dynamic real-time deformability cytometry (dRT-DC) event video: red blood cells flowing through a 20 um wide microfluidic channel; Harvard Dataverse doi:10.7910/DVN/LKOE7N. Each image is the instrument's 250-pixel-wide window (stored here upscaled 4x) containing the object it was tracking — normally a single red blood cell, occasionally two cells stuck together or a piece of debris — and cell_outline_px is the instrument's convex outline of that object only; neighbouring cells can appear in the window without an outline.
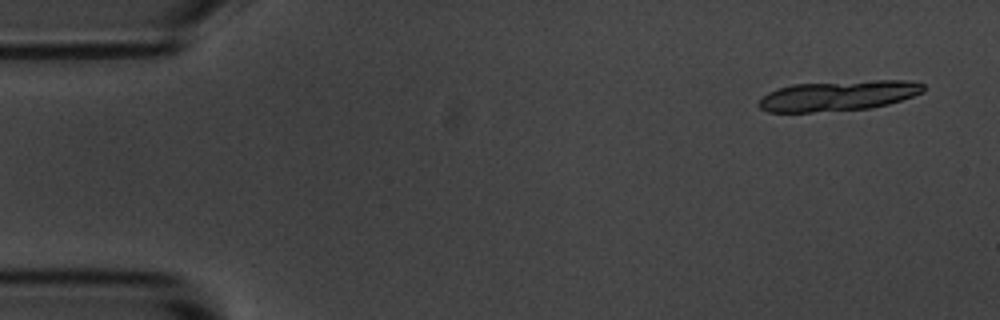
{"species": "common noctule bat (a hibernating species)", "species_latin": "Nyctalus noctula", "temperature_condition": "room temperature", "stored_images_in_passage": 7, "camera_frame_rate_fps": 3000, "um_per_image_px": 0.085, "animal": {"sex": "male", "body_mass_g": 20.1, "forearm_length_mm": 53.5}, "frame": {"image": 1, "passage_image": 1, "time_ms": 0.0, "image_size_px": [1000, 320], "cell_outline_px": [[924, 92], [888, 104], [872, 108], [812, 112], [768, 112], [760, 108], [756, 104], [768, 92], [792, 84], [876, 80], [908, 80], [924, 84]], "centroid_in_image_um": [71.25, 8.13], "position_along_channel_um": 13.7, "area_um2": 28.96}}
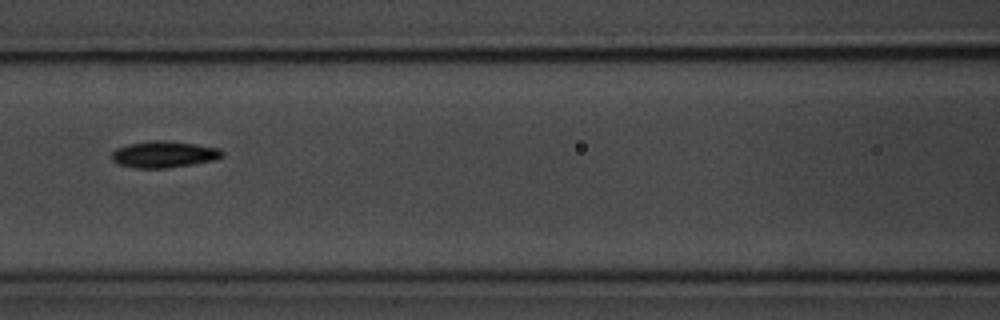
{"frame": {"image": 2, "passage_image": 7, "time_ms": 7.0, "image_size_px": [1000, 320], "cell_outline_px": [[224, 156], [216, 160], [168, 168], [132, 168], [116, 164], [108, 156], [116, 148], [128, 144], [148, 140], [164, 140], [196, 144], [220, 148], [224, 152]], "centroid_in_image_um": [13.9, 13.12], "position_along_channel_um": 152.7, "area_um2": 17.51}}